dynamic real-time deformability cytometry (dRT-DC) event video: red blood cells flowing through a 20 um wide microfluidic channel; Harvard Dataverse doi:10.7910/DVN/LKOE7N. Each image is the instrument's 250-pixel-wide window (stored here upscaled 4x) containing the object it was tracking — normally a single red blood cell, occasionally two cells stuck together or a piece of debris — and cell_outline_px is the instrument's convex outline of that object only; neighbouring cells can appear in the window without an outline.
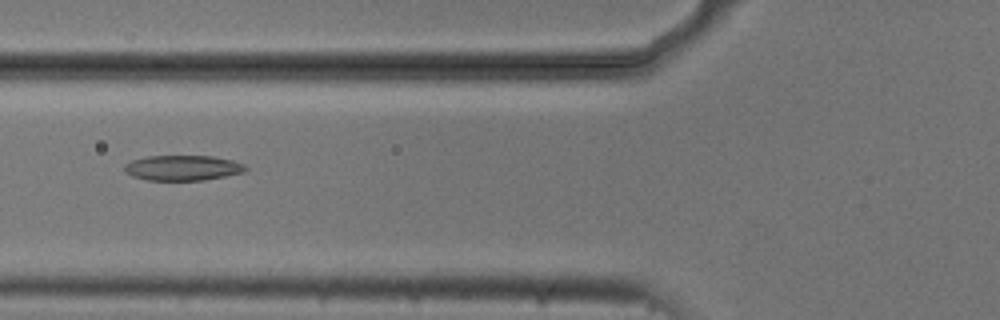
{"species": "common noctule bat (a hibernating species)", "species_latin": "Nyctalus noctula", "temperature_condition": "cold", "stored_images_in_passage": 49, "camera_frame_rate_fps": 3000, "um_per_image_px": 0.085, "animal": {"sex": "male", "body_mass_g": 20.5, "forearm_length_mm": 52.5}, "frame": {"image": 1, "passage_image": 16, "time_ms": 5.0, "image_size_px": [1000, 320], "cell_outline_px": [[248, 168], [244, 172], [204, 180], [148, 180], [132, 176], [124, 168], [124, 164], [132, 160], [148, 156], [212, 156], [232, 160], [244, 164]], "centroid_in_image_um": [15.54, 14.26], "position_along_channel_um": 110.3, "area_um2": 17.69}}
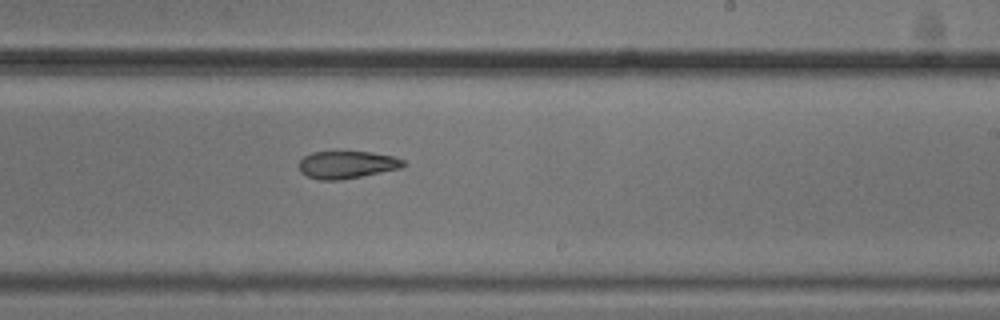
{"frame": {"image": 2, "passage_image": 28, "time_ms": 9.0, "image_size_px": [1000, 320], "cell_outline_px": [[408, 164], [400, 168], [340, 180], [320, 180], [308, 176], [300, 172], [300, 160], [304, 156], [312, 152], [372, 152], [392, 156], [404, 160]], "centroid_in_image_um": [29.49, 14.0], "position_along_channel_um": 259.5, "area_um2": 16.53}}
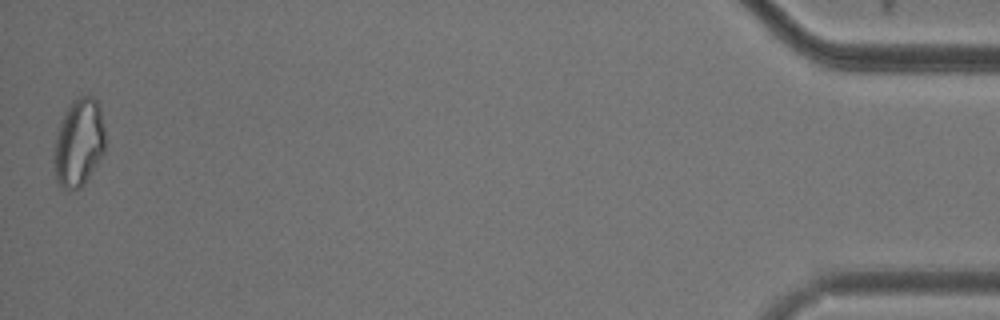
{"frame": {"image": 3, "passage_image": 49, "time_ms": 16.0, "image_size_px": [1000, 320], "cell_outline_px": [[104, 152], [84, 184], [80, 188], [68, 192], [56, 180], [52, 160], [56, 136], [60, 120], [64, 112], [72, 100], [80, 96], [92, 96], [96, 100], [100, 108], [104, 128]], "centroid_in_image_um": [6.67, 12.14], "position_along_channel_um": 428.5, "area_um2": 26.47}, "authors_computed_cell_mechanics": {"area_um2": 18.8428, "velocity_mm_per_s": 3.7217, "shape_relaxation_time_tau1_ms": 6.302, "shape_relaxation_time_tau2_ms": 5.2978, "deformation_change_tau1": 0.1519, "deformation_change_tau2": 0.1385}}